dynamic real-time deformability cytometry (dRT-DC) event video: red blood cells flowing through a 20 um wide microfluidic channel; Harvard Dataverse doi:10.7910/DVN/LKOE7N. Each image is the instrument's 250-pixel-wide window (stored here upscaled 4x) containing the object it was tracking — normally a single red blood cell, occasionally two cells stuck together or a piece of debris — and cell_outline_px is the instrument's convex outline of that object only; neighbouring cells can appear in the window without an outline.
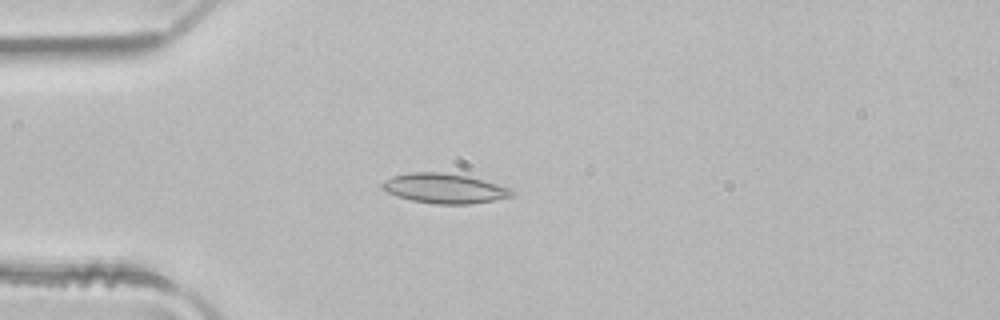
{"species": "common noctule bat (a hibernating species)", "species_latin": "Nyctalus noctula", "temperature_condition": "room temperature", "stored_images_in_passage": 4, "camera_frame_rate_fps": 3000, "um_per_image_px": 0.085, "animal": {"sex": "male", "body_mass_g": 21.5, "forearm_length_mm": 52.0}, "frame": {"image": 1, "passage_image": 4, "time_ms": 1.0, "image_size_px": [1000, 320], "cell_outline_px": [[516, 192], [512, 196], [472, 204], [436, 204], [412, 200], [388, 192], [380, 188], [380, 184], [384, 180], [392, 176], [412, 172], [440, 172], [468, 176], [496, 184], [508, 188]], "centroid_in_image_um": [37.74, 16.01], "position_along_channel_um": 47.3, "area_um2": 22.25}}